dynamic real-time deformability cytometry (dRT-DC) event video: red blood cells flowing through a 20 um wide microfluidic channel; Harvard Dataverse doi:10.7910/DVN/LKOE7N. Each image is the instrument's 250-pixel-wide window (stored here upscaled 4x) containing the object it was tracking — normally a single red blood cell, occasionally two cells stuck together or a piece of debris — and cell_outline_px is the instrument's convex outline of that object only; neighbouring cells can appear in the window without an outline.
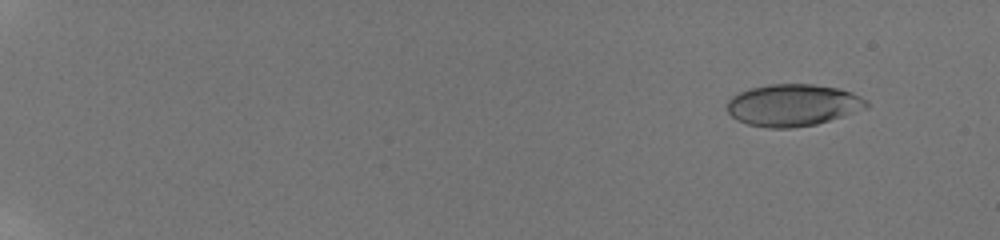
{"species": "human", "species_latin": "Homo sapiens", "temperature_condition": "room temperature", "stored_images_in_passage": 19, "camera_frame_rate_fps": 3000, "um_per_image_px": 0.085, "donor": {"sex": "male"}, "frame": {"image": 1, "passage_image": 6, "time_ms": 2.0, "image_size_px": [1000, 240], "cell_outline_px": [[868, 108], [816, 124], [792, 128], [768, 128], [748, 124], [732, 116], [728, 112], [728, 100], [732, 96], [748, 88], [768, 84], [812, 84], [840, 88], [852, 92], [868, 100]], "centroid_in_image_um": [67.42, 8.92], "position_along_channel_um": 17.6, "area_um2": 34.1}}
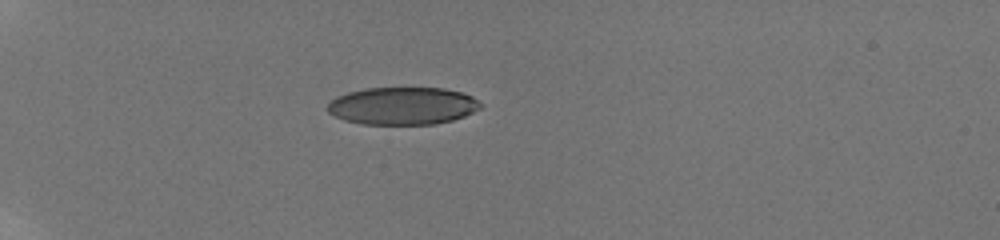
{"frame": {"image": 2, "passage_image": 16, "time_ms": 6.667, "image_size_px": [1000, 240], "cell_outline_px": [[484, 104], [480, 108], [464, 116], [452, 120], [432, 124], [360, 124], [344, 120], [328, 112], [328, 104], [336, 96], [348, 92], [364, 88], [444, 88], [460, 92], [472, 96]], "centroid_in_image_um": [34.22, 8.99], "position_along_channel_um": 50.8, "area_um2": 33.47}}
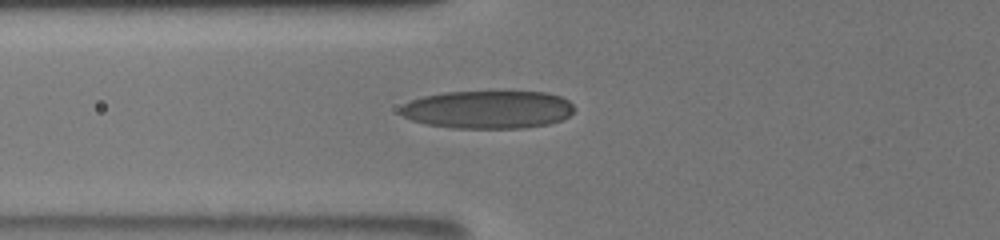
{"frame": {"image": 3, "passage_image": 19, "time_ms": 8.667, "image_size_px": [1000, 240], "cell_outline_px": [[572, 112], [568, 116], [560, 120], [548, 124], [524, 128], [452, 128], [424, 124], [412, 120], [404, 116], [400, 112], [400, 108], [404, 104], [412, 100], [424, 96], [444, 92], [548, 92], [560, 96], [568, 100], [572, 104]], "centroid_in_image_um": [41.46, 9.32], "position_along_channel_um": 84.3, "area_um2": 38.38}}